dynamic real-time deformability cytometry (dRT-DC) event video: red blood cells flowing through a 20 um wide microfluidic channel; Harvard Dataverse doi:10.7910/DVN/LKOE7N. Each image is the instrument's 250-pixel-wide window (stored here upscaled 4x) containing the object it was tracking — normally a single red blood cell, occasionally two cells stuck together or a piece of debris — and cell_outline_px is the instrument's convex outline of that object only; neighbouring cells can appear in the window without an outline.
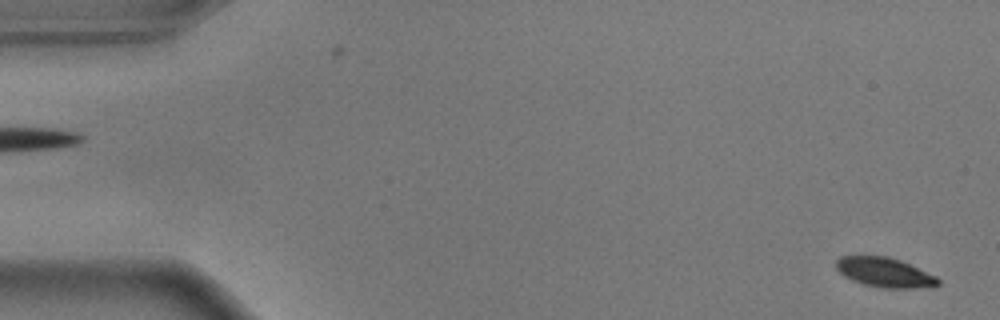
{"species": "common noctule bat (a hibernating species)", "species_latin": "Nyctalus noctula", "temperature_condition": "warm", "stored_images_in_passage": 56, "camera_frame_rate_fps": 3000, "um_per_image_px": 0.085, "animal": {"sex": "male", "body_mass_g": 17.9}, "frame": {"image": 1, "passage_image": 2, "time_ms": 0.333, "image_size_px": [1000, 320], "cell_outline_px": [[940, 284], [932, 288], [884, 288], [864, 284], [852, 280], [844, 276], [836, 268], [836, 260], [840, 256], [888, 256], [900, 260], [936, 276], [940, 280]], "centroid_in_image_um": [75.22, 23.16], "position_along_channel_um": 9.8, "area_um2": 17.63}}
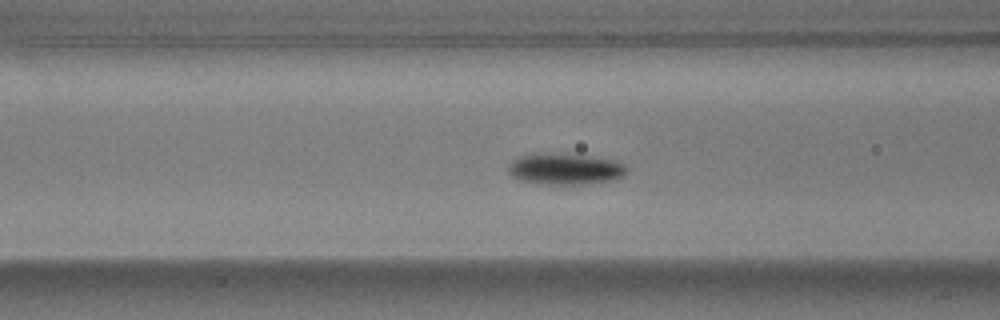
{"frame": {"image": 2, "passage_image": 22, "time_ms": 7.0, "image_size_px": [1000, 320], "cell_outline_px": [[628, 168], [624, 176], [616, 180], [584, 184], [536, 184], [520, 180], [512, 176], [508, 172], [508, 164], [512, 160], [520, 156], [584, 156], [612, 160], [624, 164]], "centroid_in_image_um": [48.07, 14.43], "position_along_channel_um": 118.5, "area_um2": 20.75}}
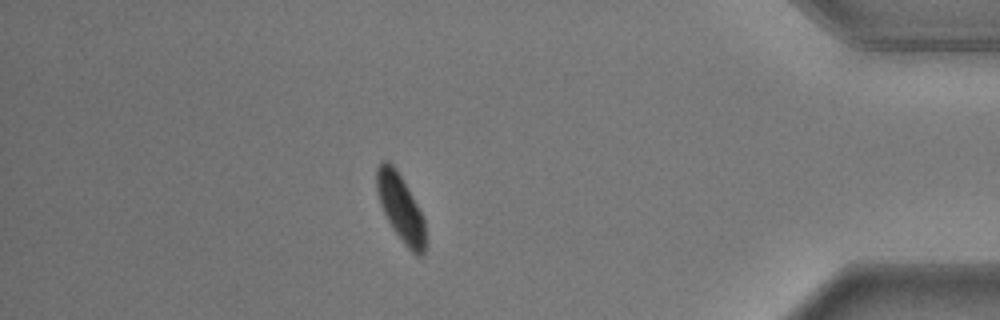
{"frame": {"image": 3, "passage_image": 49, "time_ms": 16.0, "image_size_px": [1000, 320], "cell_outline_px": [[428, 244], [424, 252], [420, 256], [416, 256], [404, 244], [392, 228], [380, 204], [376, 188], [376, 168], [380, 160], [388, 160], [396, 168], [416, 204], [424, 220]], "centroid_in_image_um": [34.05, 17.69], "position_along_channel_um": 401.1, "area_um2": 19.13}, "authors_computed_cell_mechanics": {"area_um2": 19.2474, "velocity_mm_per_s": 3.605, "shape_relaxation_time_tau1_ms": 1.8186, "shape_relaxation_time_tau2_ms": null, "deformation_change_tau1": 0.1369, "deformation_change_tau2": null}}